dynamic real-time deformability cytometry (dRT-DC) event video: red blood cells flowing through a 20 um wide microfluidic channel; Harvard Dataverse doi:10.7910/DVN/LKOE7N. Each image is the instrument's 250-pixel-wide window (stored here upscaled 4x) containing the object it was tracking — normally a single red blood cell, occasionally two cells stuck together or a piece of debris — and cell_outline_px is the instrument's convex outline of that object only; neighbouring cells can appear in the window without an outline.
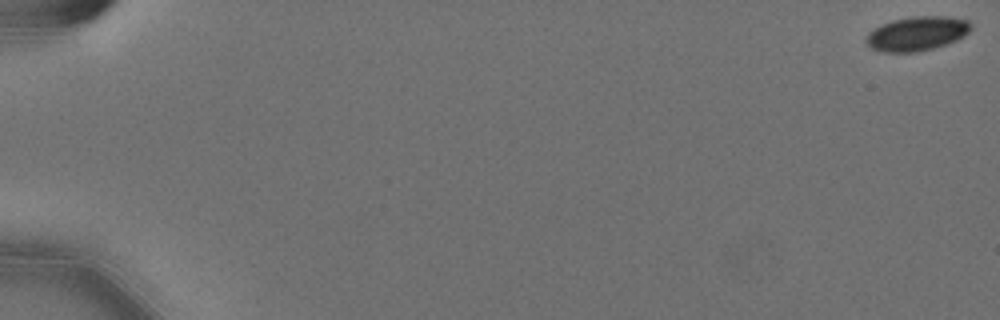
{"species": "Egyptian fruit bat (a non-hibernating species)", "species_latin": "Rousettus aegyptiacus", "temperature_condition": "cold", "stored_images_in_passage": 59, "camera_frame_rate_fps": 3000, "um_per_image_px": 0.085, "animal": {"sex": "female"}, "frame": {"image": 1, "passage_image": 1, "time_ms": 0.0, "image_size_px": [1000, 320], "cell_outline_px": [[972, 28], [968, 32], [956, 40], [932, 48], [916, 52], [880, 52], [872, 48], [864, 40], [868, 32], [892, 20], [916, 16], [940, 16], [968, 20], [972, 24]], "centroid_in_image_um": [77.92, 2.86], "position_along_channel_um": 7.1, "area_um2": 20.63}}
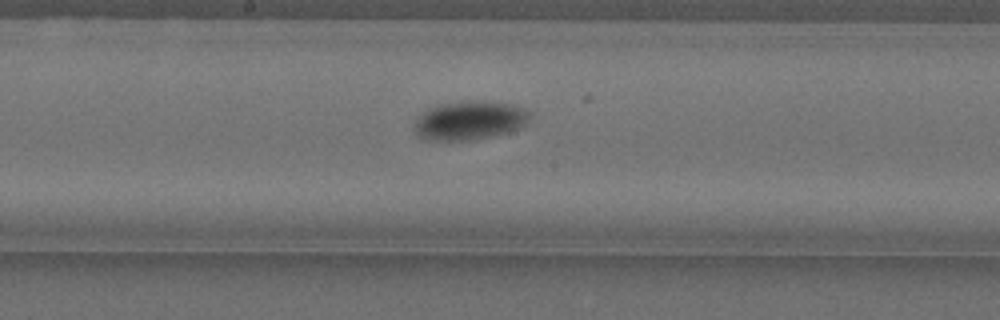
{"frame": {"image": 2, "passage_image": 33, "time_ms": 10.667, "image_size_px": [1000, 320], "cell_outline_px": [[532, 116], [520, 128], [512, 132], [468, 140], [432, 140], [420, 136], [416, 132], [416, 120], [424, 112], [440, 104], [464, 100], [484, 100], [516, 104], [532, 112]], "centroid_in_image_um": [40.03, 10.21], "position_along_channel_um": 208.2, "area_um2": 26.18}}
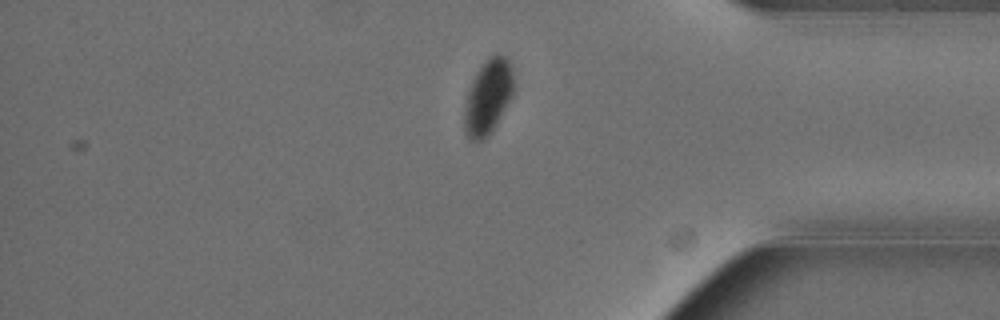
{"frame": {"image": 3, "passage_image": 50, "time_ms": 16.333, "image_size_px": [1000, 320], "cell_outline_px": [[512, 96], [496, 124], [488, 136], [480, 140], [472, 140], [468, 136], [464, 128], [464, 108], [468, 92], [472, 80], [476, 72], [496, 52], [508, 56], [512, 68]], "centroid_in_image_um": [41.48, 8.21], "position_along_channel_um": 393.7, "area_um2": 21.1}}